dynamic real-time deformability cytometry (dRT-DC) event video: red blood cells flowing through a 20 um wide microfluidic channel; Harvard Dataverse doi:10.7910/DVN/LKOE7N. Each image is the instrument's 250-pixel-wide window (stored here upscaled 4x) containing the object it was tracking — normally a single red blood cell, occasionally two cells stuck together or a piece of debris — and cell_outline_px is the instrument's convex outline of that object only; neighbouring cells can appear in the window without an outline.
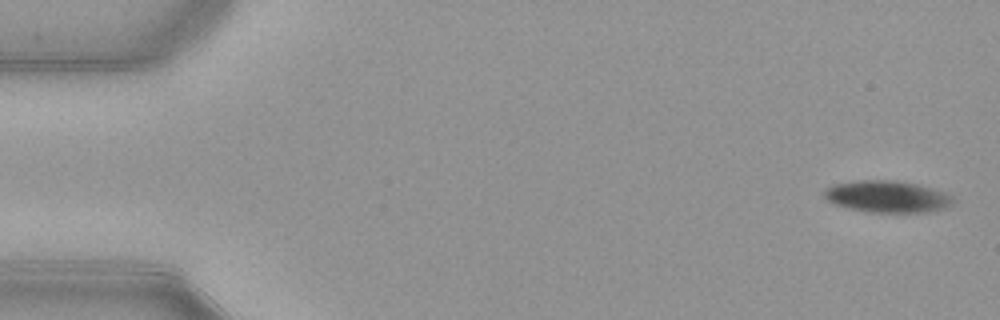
{"species": "common noctule bat (a hibernating species)", "species_latin": "Nyctalus noctula", "temperature_condition": "warm", "stored_images_in_passage": 52, "camera_frame_rate_fps": 3000, "um_per_image_px": 0.085, "animal": {"sex": "female", "body_mass_g": 21.9}, "frame": {"image": 1, "passage_image": 1, "time_ms": 0.0, "image_size_px": [1000, 320], "cell_outline_px": [[956, 200], [952, 204], [944, 208], [928, 212], [868, 212], [848, 208], [836, 204], [828, 200], [824, 196], [824, 188], [832, 184], [856, 180], [896, 180], [916, 184], [932, 188], [944, 192], [952, 196]], "centroid_in_image_um": [75.41, 16.7], "position_along_channel_um": 9.6, "area_um2": 23.99}}
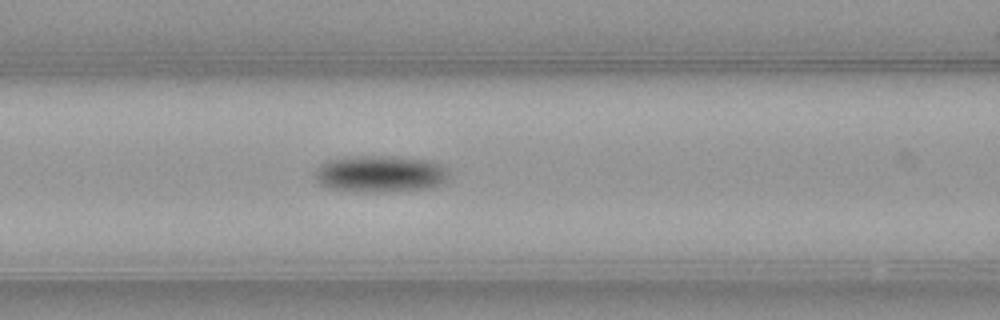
{"frame": {"image": 2, "passage_image": 21, "time_ms": 6.667, "image_size_px": [1000, 320], "cell_outline_px": [[448, 180], [432, 188], [384, 192], [352, 192], [328, 188], [320, 184], [312, 176], [316, 168], [320, 164], [328, 160], [352, 156], [396, 156], [432, 160], [444, 164], [448, 168]], "centroid_in_image_um": [32.33, 14.78], "position_along_channel_um": 134.3, "area_um2": 29.59}}
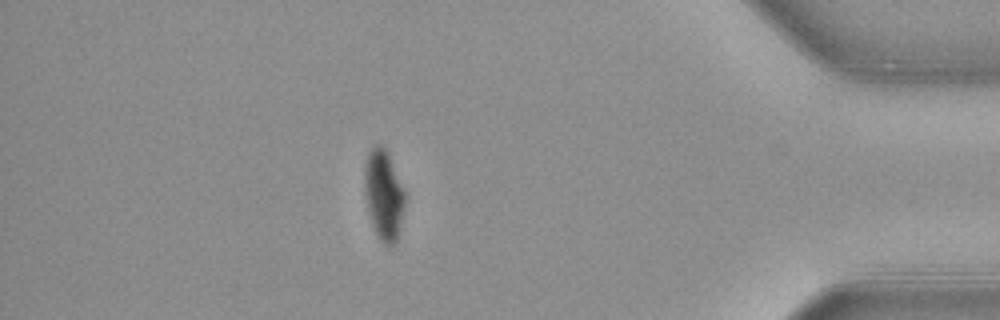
{"frame": {"image": 3, "passage_image": 45, "time_ms": 14.667, "image_size_px": [1000, 320], "cell_outline_px": [[408, 196], [396, 244], [388, 248], [380, 240], [372, 224], [368, 212], [364, 192], [364, 168], [368, 152], [372, 144], [380, 144], [388, 152]], "centroid_in_image_um": [32.64, 16.56], "position_along_channel_um": 402.6, "area_um2": 22.02}, "authors_computed_cell_mechanics": {"area_um2": 25.7499, "velocity_mm_per_s": 3.9161, "shape_relaxation_time_tau1_ms": 2.1232, "shape_relaxation_time_tau2_ms": null, "deformation_change_tau1": 0.0868, "deformation_change_tau2": null}}